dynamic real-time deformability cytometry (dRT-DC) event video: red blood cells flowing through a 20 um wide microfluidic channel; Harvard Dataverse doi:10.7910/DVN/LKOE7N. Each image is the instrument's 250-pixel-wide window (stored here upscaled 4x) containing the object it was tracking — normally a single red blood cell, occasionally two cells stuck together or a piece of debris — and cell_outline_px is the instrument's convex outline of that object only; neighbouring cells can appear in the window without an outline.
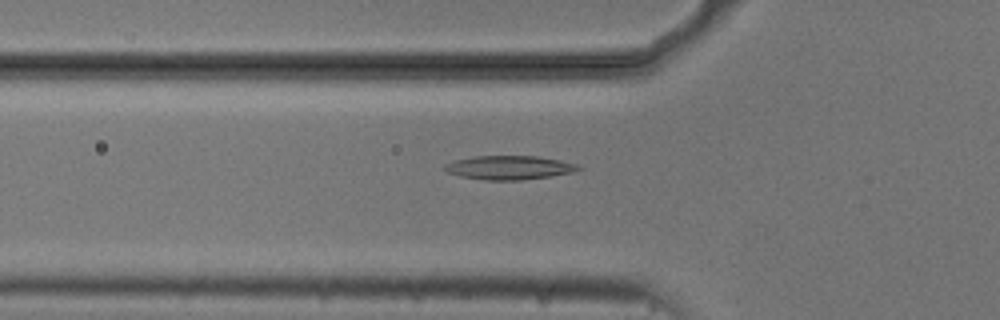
{"species": "common noctule bat (a hibernating species)", "species_latin": "Nyctalus noctula", "temperature_condition": "cold", "stored_images_in_passage": 39, "camera_frame_rate_fps": 3000, "um_per_image_px": 0.085, "animal": {"sex": "male", "body_mass_g": 20.5, "forearm_length_mm": 52.5}, "frame": {"image": 1, "passage_image": 4, "time_ms": 1.0, "image_size_px": [1000, 320], "cell_outline_px": [[584, 168], [572, 172], [524, 180], [484, 180], [460, 176], [448, 172], [440, 168], [444, 164], [452, 160], [476, 156], [536, 156], [560, 160], [576, 164]], "centroid_in_image_um": [43.22, 14.24], "position_along_channel_um": 82.6, "area_um2": 18.67}}
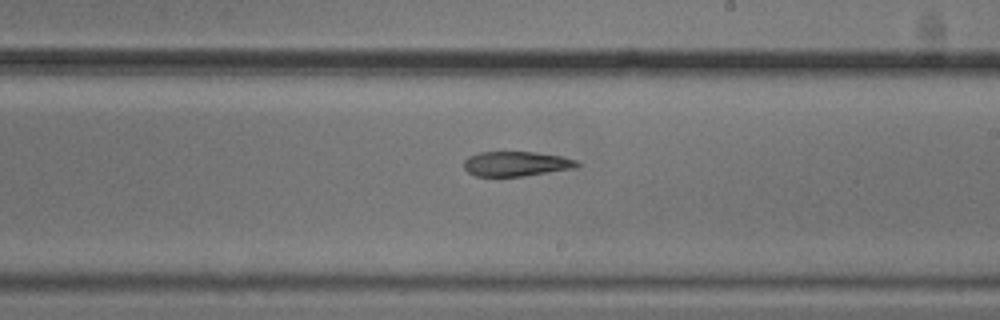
{"frame": {"image": 2, "passage_image": 17, "time_ms": 5.333, "image_size_px": [1000, 320], "cell_outline_px": [[580, 164], [576, 168], [524, 176], [476, 176], [468, 172], [464, 168], [464, 160], [468, 156], [480, 152], [532, 152], [560, 156], [576, 160]], "centroid_in_image_um": [43.86, 13.92], "position_along_channel_um": 245.1, "area_um2": 16.3}}
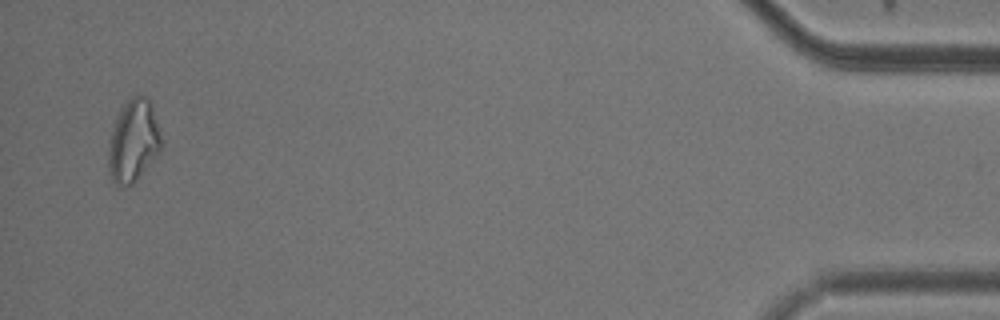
{"frame": {"image": 3, "passage_image": 38, "time_ms": 12.333, "image_size_px": [1000, 320], "cell_outline_px": [[164, 140], [160, 152], [136, 180], [128, 188], [116, 184], [108, 168], [108, 144], [120, 108], [132, 96], [144, 96], [152, 104]], "centroid_in_image_um": [11.37, 11.99], "position_along_channel_um": 423.8, "area_um2": 25.49}}